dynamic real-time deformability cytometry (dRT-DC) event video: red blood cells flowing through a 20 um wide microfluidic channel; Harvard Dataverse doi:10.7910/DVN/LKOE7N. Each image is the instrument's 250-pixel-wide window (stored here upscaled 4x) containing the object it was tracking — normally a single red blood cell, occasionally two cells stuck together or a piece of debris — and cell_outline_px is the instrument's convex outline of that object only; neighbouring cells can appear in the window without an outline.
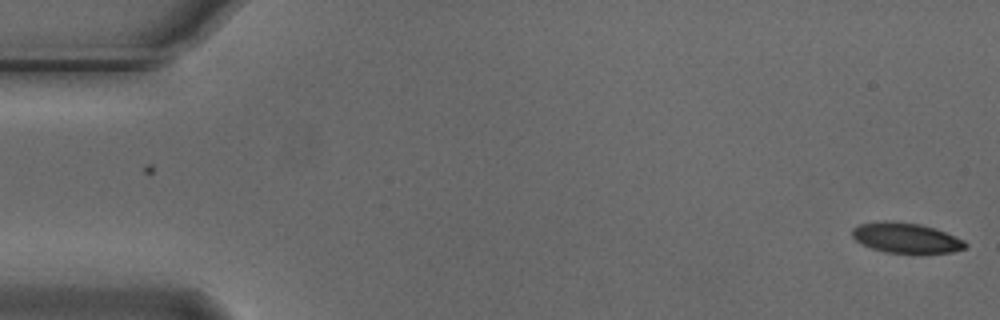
{"species": "Egyptian fruit bat (a non-hibernating species)", "species_latin": "Rousettus aegyptiacus", "temperature_condition": "cold", "stored_images_in_passage": 20, "camera_frame_rate_fps": 3000, "um_per_image_px": 0.085, "animal": {"sex": "male"}, "frame": {"image": 1, "passage_image": 1, "time_ms": 0.0, "image_size_px": [1000, 320], "cell_outline_px": [[968, 244], [964, 248], [952, 252], [884, 252], [872, 248], [856, 240], [852, 236], [852, 228], [860, 224], [884, 220], [892, 220], [920, 224], [944, 232], [964, 240]], "centroid_in_image_um": [76.98, 20.2], "position_along_channel_um": 8.0, "area_um2": 19.54}}
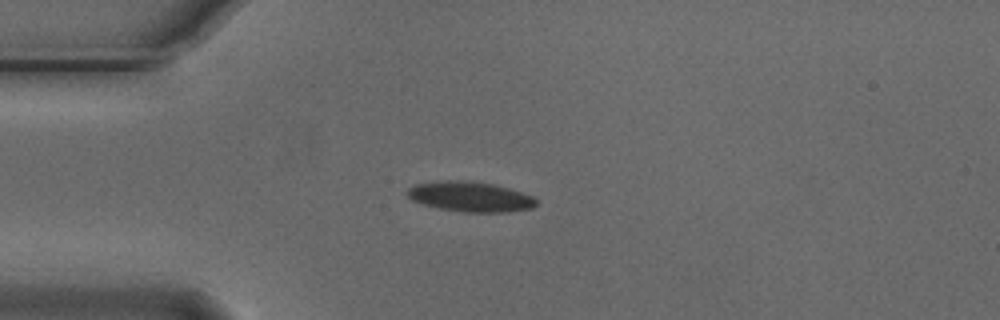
{"frame": {"image": 2, "passage_image": 14, "time_ms": 4.333, "image_size_px": [1000, 320], "cell_outline_px": [[536, 204], [532, 208], [508, 212], [464, 212], [440, 208], [424, 204], [412, 200], [404, 192], [408, 188], [416, 184], [444, 180], [468, 180], [492, 184], [508, 188], [532, 196], [536, 200]], "centroid_in_image_um": [39.94, 16.71], "position_along_channel_um": 45.1, "area_um2": 22.48}}
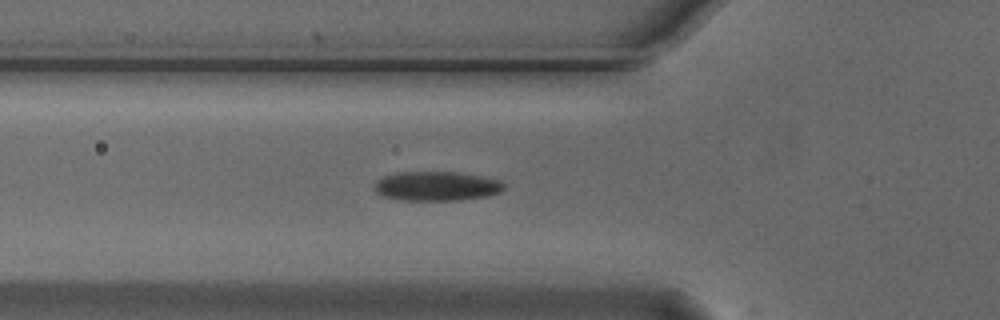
{"frame": {"image": 3, "passage_image": 19, "time_ms": 6.0, "image_size_px": [1000, 320], "cell_outline_px": [[504, 188], [500, 192], [488, 196], [460, 200], [396, 200], [384, 196], [376, 192], [372, 188], [376, 180], [384, 176], [396, 172], [456, 172], [480, 176], [500, 180], [504, 184]], "centroid_in_image_um": [37.07, 15.82], "position_along_channel_um": 88.7, "area_um2": 22.31}}